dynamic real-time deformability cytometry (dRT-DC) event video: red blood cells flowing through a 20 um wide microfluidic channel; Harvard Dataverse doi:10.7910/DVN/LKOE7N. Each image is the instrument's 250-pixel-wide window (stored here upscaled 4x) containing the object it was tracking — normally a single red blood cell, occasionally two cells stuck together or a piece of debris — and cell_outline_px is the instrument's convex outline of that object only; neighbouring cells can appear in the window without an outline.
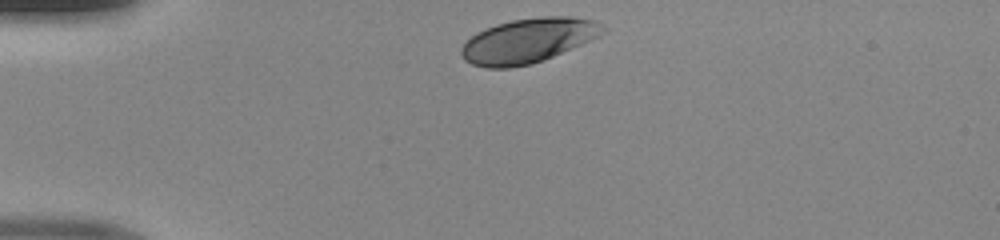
{"species": "human", "species_latin": "Homo sapiens", "temperature_condition": "room temperature", "stored_images_in_passage": 30, "camera_frame_rate_fps": 3000, "um_per_image_px": 0.085, "donor": {"sex": "male"}, "frame": {"image": 1, "passage_image": 1, "time_ms": 0.0, "image_size_px": [1000, 240], "cell_outline_px": [[608, 32], [592, 40], [544, 60], [532, 64], [508, 68], [484, 68], [472, 64], [464, 60], [460, 52], [460, 48], [476, 32], [496, 24], [512, 20], [540, 16], [568, 16], [592, 20], [608, 28]], "centroid_in_image_um": [44.91, 3.45], "position_along_channel_um": 40.1, "area_um2": 37.05}}
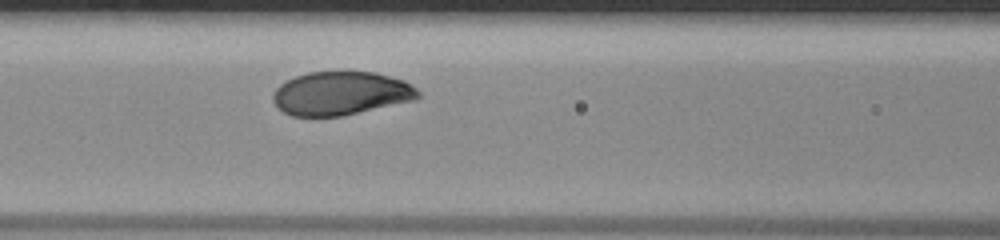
{"frame": {"image": 2, "passage_image": 11, "time_ms": 3.333, "image_size_px": [1000, 240], "cell_outline_px": [[420, 96], [416, 100], [344, 116], [292, 116], [284, 112], [272, 100], [272, 96], [276, 88], [280, 84], [296, 76], [308, 72], [372, 72], [404, 80], [416, 88], [420, 92]], "centroid_in_image_um": [29.0, 7.95], "position_along_channel_um": 137.6, "area_um2": 36.82}}
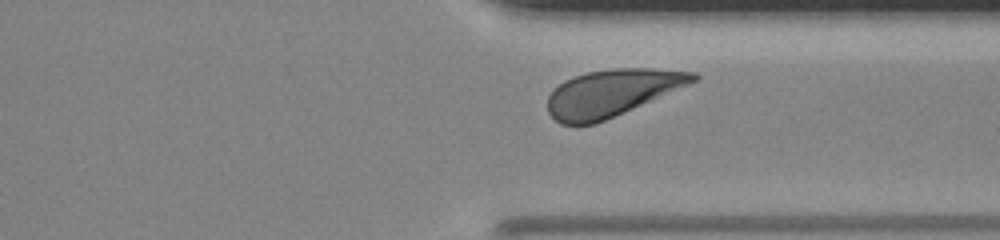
{"frame": {"image": 3, "passage_image": 27, "time_ms": 8.667, "image_size_px": [1000, 240], "cell_outline_px": [[700, 76], [696, 80], [688, 84], [596, 124], [560, 124], [548, 112], [548, 96], [564, 80], [588, 72], [612, 68], [652, 68], [696, 72]], "centroid_in_image_um": [52.0, 7.88], "position_along_channel_um": 359.4, "area_um2": 39.07}}